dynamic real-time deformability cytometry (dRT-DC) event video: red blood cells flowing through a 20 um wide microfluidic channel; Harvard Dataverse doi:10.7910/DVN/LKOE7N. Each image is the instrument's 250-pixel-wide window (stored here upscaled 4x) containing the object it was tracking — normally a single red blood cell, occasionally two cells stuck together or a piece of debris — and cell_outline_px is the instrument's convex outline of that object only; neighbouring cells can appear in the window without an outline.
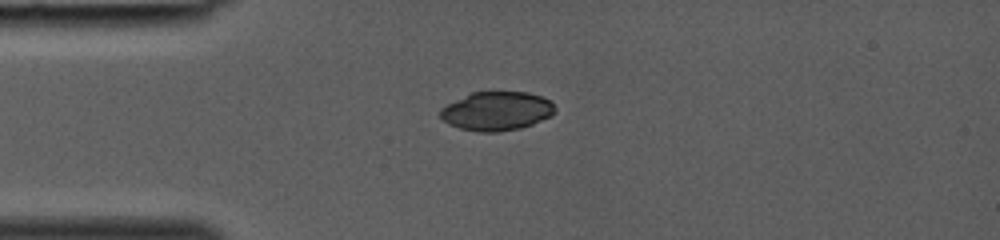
{"species": "common noctule bat (a hibernating species)", "species_latin": "Nyctalus noctula", "temperature_condition": "room temperature", "stored_images_in_passage": 29, "camera_frame_rate_fps": 3000, "um_per_image_px": 0.085, "animal": {"sex": "female", "body_mass_g": 19.0, "forearm_length_mm": 53.3}, "frame": {"image": 1, "passage_image": 1, "time_ms": 0.0, "image_size_px": [1000, 240], "cell_outline_px": [[556, 112], [552, 116], [532, 124], [520, 128], [496, 132], [480, 132], [460, 128], [448, 124], [440, 116], [440, 108], [472, 92], [528, 92], [540, 96], [548, 100], [556, 108]], "centroid_in_image_um": [42.23, 9.44], "position_along_channel_um": 42.8, "area_um2": 25.84}}
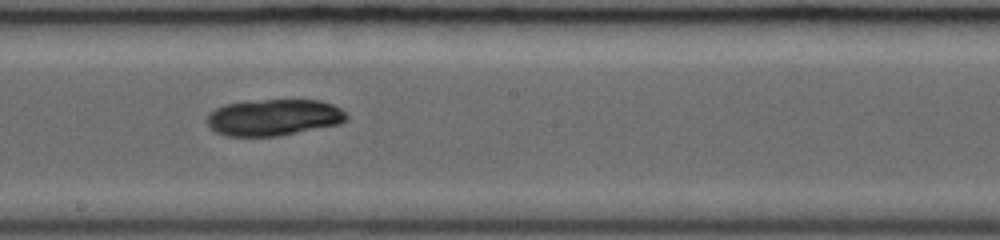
{"frame": {"image": 2, "passage_image": 13, "time_ms": 4.0, "image_size_px": [1000, 240], "cell_outline_px": [[348, 120], [340, 124], [280, 136], [228, 136], [216, 132], [208, 128], [208, 112], [224, 104], [264, 100], [320, 100], [332, 104], [340, 108], [348, 116]], "centroid_in_image_um": [23.28, 9.99], "position_along_channel_um": 224.9, "area_um2": 29.77}}
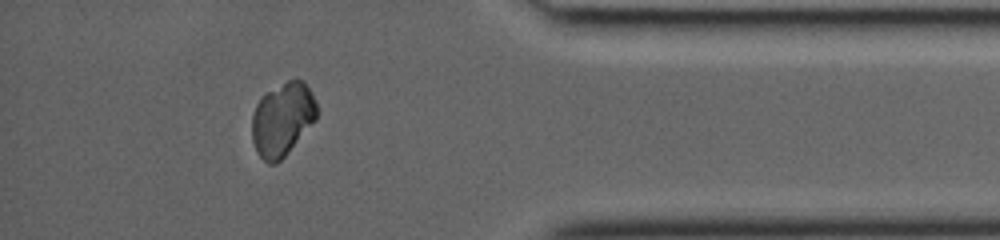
{"frame": {"image": 3, "passage_image": 25, "time_ms": 8.0, "image_size_px": [1000, 240], "cell_outline_px": [[320, 112], [316, 120], [284, 156], [276, 164], [268, 164], [256, 152], [252, 140], [252, 116], [256, 104], [260, 96], [288, 80], [300, 80], [308, 88]], "centroid_in_image_um": [23.99, 10.16], "position_along_channel_um": 411.2, "area_um2": 27.57}}